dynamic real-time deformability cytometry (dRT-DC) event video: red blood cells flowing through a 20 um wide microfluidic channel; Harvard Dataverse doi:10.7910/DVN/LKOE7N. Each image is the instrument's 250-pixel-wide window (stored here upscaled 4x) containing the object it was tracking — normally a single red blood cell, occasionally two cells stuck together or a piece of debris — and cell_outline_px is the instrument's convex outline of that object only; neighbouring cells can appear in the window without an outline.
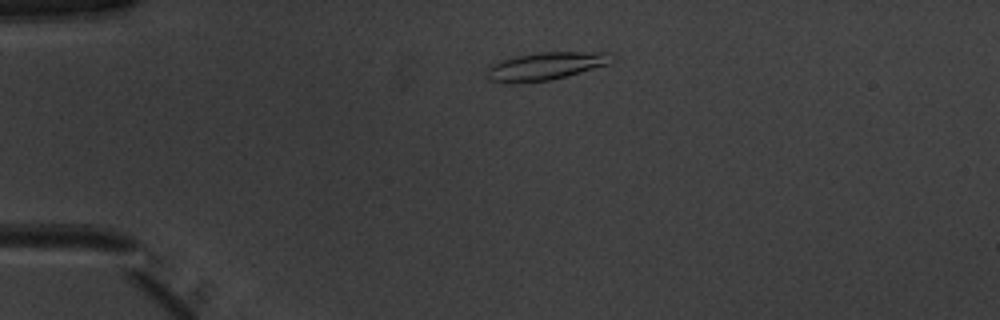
{"species": "common noctule bat (a hibernating species)", "species_latin": "Nyctalus noctula", "temperature_condition": "warm", "stored_images_in_passage": 41, "camera_frame_rate_fps": 3000, "um_per_image_px": 0.085, "animal": {"sex": "male", "body_mass_g": 20.1, "forearm_length_mm": 53.5}, "frame": {"image": 1, "passage_image": 2, "time_ms": 0.333, "image_size_px": [1000, 320], "cell_outline_px": [[616, 56], [608, 64], [564, 76], [548, 80], [488, 80], [488, 64], [500, 60], [516, 56], [540, 52], [612, 52]], "centroid_in_image_um": [46.46, 5.55], "position_along_channel_um": 38.5, "area_um2": 19.36}}
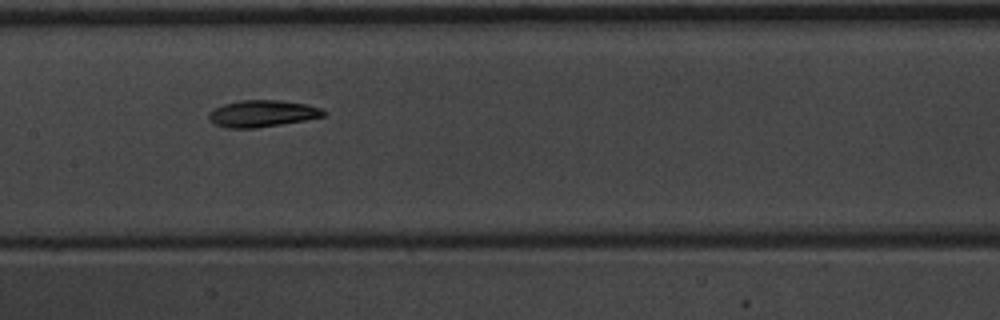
{"frame": {"image": 2, "passage_image": 16, "time_ms": 5.0, "image_size_px": [1000, 320], "cell_outline_px": [[328, 112], [324, 116], [304, 120], [256, 128], [224, 128], [212, 124], [208, 116], [208, 112], [224, 104], [240, 100], [280, 100], [304, 104], [320, 108]], "centroid_in_image_um": [22.25, 9.66], "position_along_channel_um": 185.1, "area_um2": 17.86}}
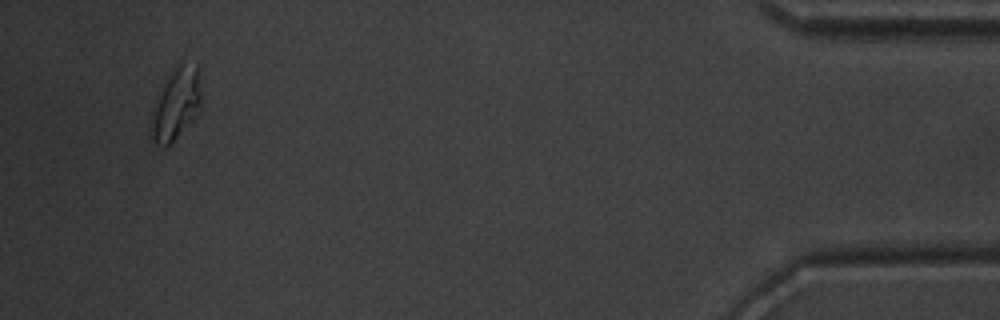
{"frame": {"image": 3, "passage_image": 39, "time_ms": 12.667, "image_size_px": [1000, 320], "cell_outline_px": [[200, 112], [164, 148], [148, 140], [148, 120], [164, 84], [168, 76], [180, 64], [196, 64], [200, 92]], "centroid_in_image_um": [14.89, 8.95], "position_along_channel_um": 420.3, "area_um2": 20.63}, "authors_computed_cell_mechanics": {"area_um2": 17.7446, "velocity_mm_per_s": 3.976, "shape_relaxation_time_tau1_ms": 2.8318, "shape_relaxation_time_tau2_ms": 3.3188, "deformation_change_tau1": 0.1517, "deformation_change_tau2": 0.0973}}